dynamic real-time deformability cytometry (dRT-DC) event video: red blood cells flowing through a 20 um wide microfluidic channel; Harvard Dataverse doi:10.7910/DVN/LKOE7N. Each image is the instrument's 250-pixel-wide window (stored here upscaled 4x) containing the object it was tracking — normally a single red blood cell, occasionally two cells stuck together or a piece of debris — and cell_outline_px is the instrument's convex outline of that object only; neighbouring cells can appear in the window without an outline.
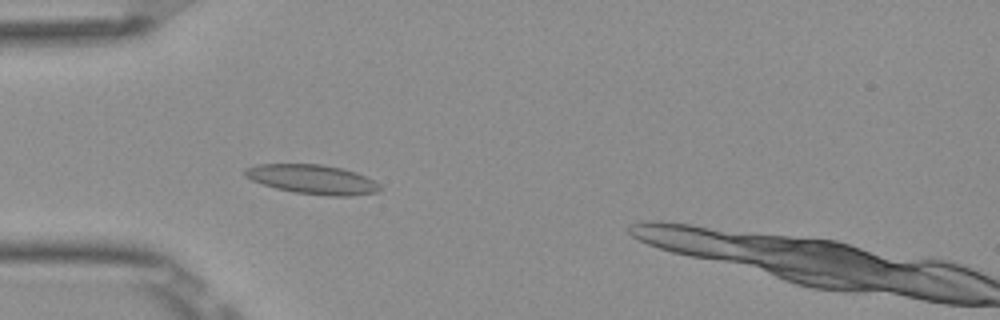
{"species": "Egyptian fruit bat (a non-hibernating species)", "species_latin": "Rousettus aegyptiacus", "temperature_condition": "room temperature", "stored_images_in_passage": 51, "camera_frame_rate_fps": 3000, "um_per_image_px": 0.085, "frame": {"image": 1, "passage_image": 16, "time_ms": 5.0, "image_size_px": [1000, 320], "cell_outline_px": [[380, 192], [352, 196], [328, 196], [292, 192], [276, 188], [252, 180], [244, 176], [244, 168], [256, 164], [320, 164], [340, 168], [356, 172], [380, 184]], "centroid_in_image_um": [26.55, 15.25], "position_along_channel_um": 58.4, "area_um2": 23.12}}
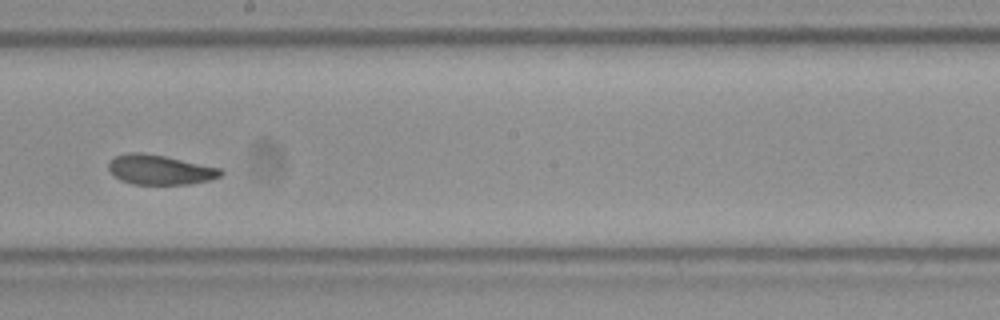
{"frame": {"image": 2, "passage_image": 30, "time_ms": 9.667, "image_size_px": [1000, 320], "cell_outline_px": [[224, 172], [220, 176], [212, 180], [188, 184], [132, 184], [120, 180], [108, 168], [108, 164], [116, 156], [128, 152], [140, 152], [164, 156], [220, 168]], "centroid_in_image_um": [13.61, 14.43], "position_along_channel_um": 234.6, "area_um2": 19.25}}
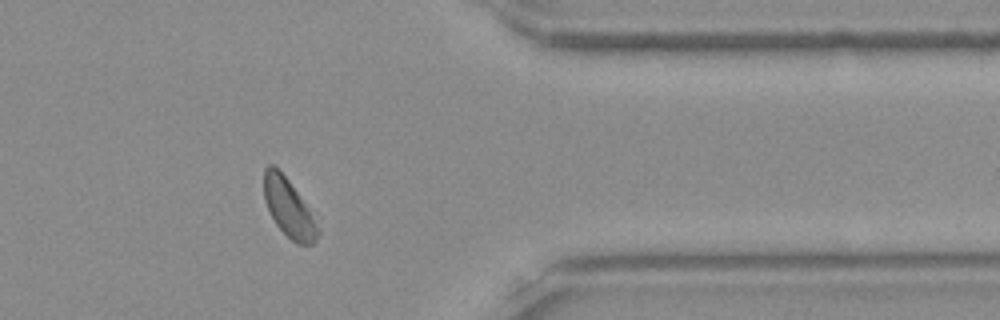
{"frame": {"image": 3, "passage_image": 43, "time_ms": 14.0, "image_size_px": [1000, 320], "cell_outline_px": [[320, 232], [316, 240], [312, 244], [296, 244], [276, 224], [264, 200], [264, 168], [268, 164], [272, 164], [288, 180], [320, 216]], "centroid_in_image_um": [24.65, 17.7], "position_along_channel_um": 386.7, "area_um2": 19.02}, "authors_computed_cell_mechanics": {"area_um2": 20.4034, "velocity_mm_per_s": 3.8587, "shape_relaxation_time_tau1_ms": 2.889, "shape_relaxation_time_tau2_ms": 1.2995, "deformation_change_tau1": 0.0789, "deformation_change_tau2": 0.0628}}